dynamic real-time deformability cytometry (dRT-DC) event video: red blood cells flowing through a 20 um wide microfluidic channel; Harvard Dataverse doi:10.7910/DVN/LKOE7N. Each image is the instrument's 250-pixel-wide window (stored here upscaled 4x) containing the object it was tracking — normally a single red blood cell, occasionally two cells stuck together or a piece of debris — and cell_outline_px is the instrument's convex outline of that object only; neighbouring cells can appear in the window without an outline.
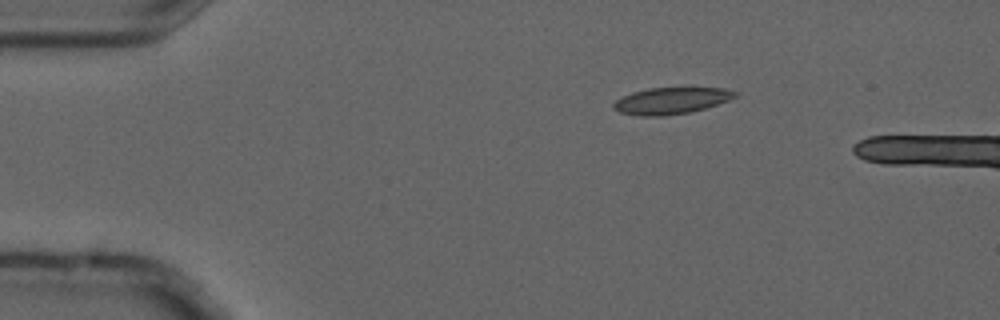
{"species": "common noctule bat (a hibernating species)", "species_latin": "Nyctalus noctula", "temperature_condition": "cold", "stored_images_in_passage": 3, "camera_frame_rate_fps": 3000, "um_per_image_px": 0.085, "animal": {"sex": "male", "forearm_length_mm": 52.5}, "frame": {"image": 1, "passage_image": 1, "time_ms": 0.0, "image_size_px": [1000, 320], "cell_outline_px": [[736, 96], [728, 100], [704, 108], [688, 112], [664, 116], [640, 116], [620, 112], [612, 108], [612, 104], [616, 100], [632, 92], [648, 88], [724, 88], [736, 92]], "centroid_in_image_um": [56.99, 8.56], "position_along_channel_um": 28.0, "area_um2": 18.55}}